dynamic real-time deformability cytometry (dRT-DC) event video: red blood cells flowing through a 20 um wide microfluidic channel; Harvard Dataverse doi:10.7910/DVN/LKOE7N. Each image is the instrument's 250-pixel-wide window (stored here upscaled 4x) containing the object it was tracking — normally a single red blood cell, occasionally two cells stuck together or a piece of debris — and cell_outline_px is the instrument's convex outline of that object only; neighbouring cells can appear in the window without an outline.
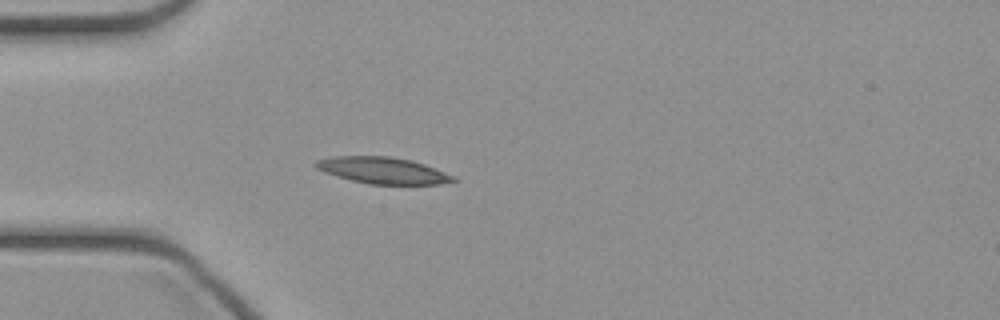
{"species": "common noctule bat (a hibernating species)", "species_latin": "Nyctalus noctula", "temperature_condition": "cold", "stored_images_in_passage": 46, "camera_frame_rate_fps": 3000, "um_per_image_px": 0.085, "animal": {"sex": "female", "body_mass_g": 21.9}, "frame": {"image": 1, "passage_image": 13, "time_ms": 4.0, "image_size_px": [1000, 320], "cell_outline_px": [[456, 180], [440, 184], [368, 184], [336, 176], [324, 172], [316, 168], [312, 164], [316, 160], [332, 156], [388, 156], [412, 160], [424, 164], [456, 176]], "centroid_in_image_um": [32.51, 14.48], "position_along_channel_um": 52.5, "area_um2": 21.27}}
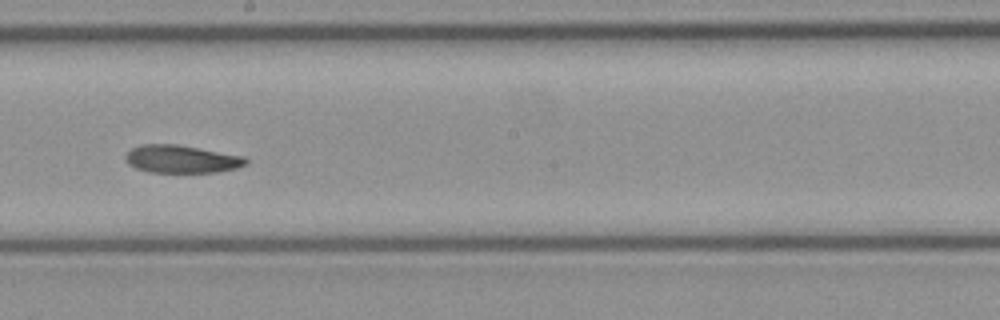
{"frame": {"image": 2, "passage_image": 26, "time_ms": 8.333, "image_size_px": [1000, 320], "cell_outline_px": [[248, 164], [236, 168], [216, 172], [148, 172], [136, 168], [128, 164], [124, 156], [132, 148], [140, 144], [176, 144], [244, 156], [248, 160]], "centroid_in_image_um": [15.42, 13.52], "position_along_channel_um": 232.8, "area_um2": 19.48}}
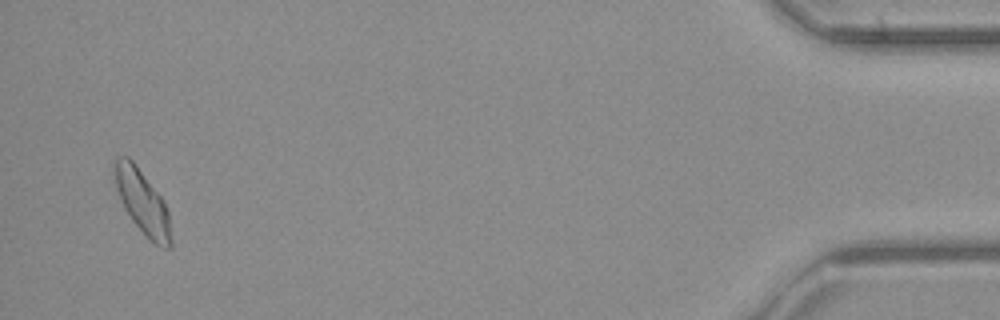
{"frame": {"image": 3, "passage_image": 45, "time_ms": 14.667, "image_size_px": [1000, 320], "cell_outline_px": [[172, 248], [160, 248], [148, 240], [132, 220], [124, 208], [116, 188], [112, 168], [112, 160], [116, 156], [128, 156], [132, 160], [160, 196], [168, 212], [172, 240]], "centroid_in_image_um": [12.08, 17.18], "position_along_channel_um": 423.1, "area_um2": 21.21}}